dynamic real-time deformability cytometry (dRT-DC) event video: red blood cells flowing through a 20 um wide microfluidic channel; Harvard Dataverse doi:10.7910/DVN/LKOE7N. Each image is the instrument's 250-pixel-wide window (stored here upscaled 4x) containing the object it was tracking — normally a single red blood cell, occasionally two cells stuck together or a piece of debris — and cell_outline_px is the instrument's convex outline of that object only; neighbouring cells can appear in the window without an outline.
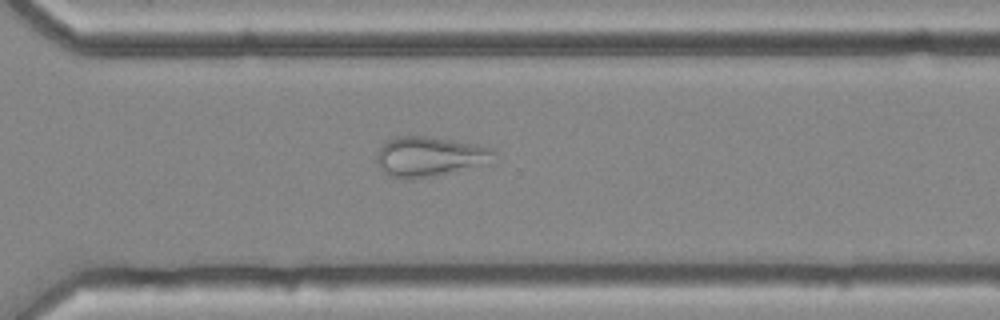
{"species": "common noctule bat (a hibernating species)", "species_latin": "Nyctalus noctula", "temperature_condition": "cold", "stored_images_in_passage": 55, "camera_frame_rate_fps": 3000, "um_per_image_px": 0.085, "animal": {"sex": "female", "body_mass_g": 25.1}, "frame": {"image": 1, "passage_image": 40, "time_ms": 13.0, "image_size_px": [1000, 320], "cell_outline_px": [[496, 164], [408, 180], [400, 180], [388, 176], [380, 168], [376, 160], [376, 156], [380, 148], [388, 140], [396, 136], [424, 136], [452, 140], [492, 148], [496, 152]], "centroid_in_image_um": [36.58, 13.34], "position_along_channel_um": 334.0, "area_um2": 27.8}}
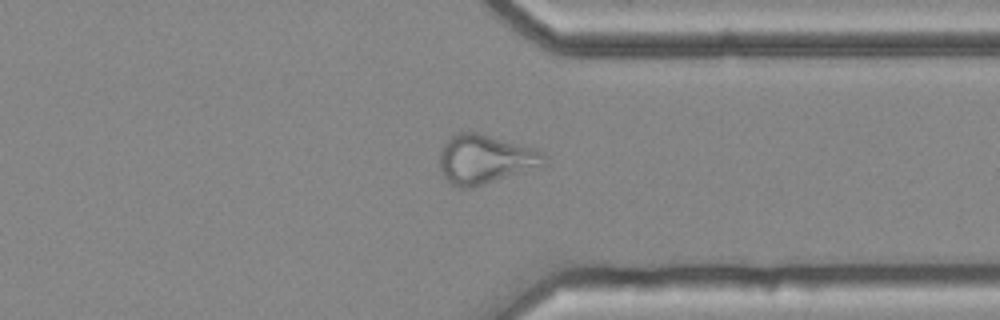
{"frame": {"image": 2, "passage_image": 43, "time_ms": 14.0, "image_size_px": [1000, 320], "cell_outline_px": [[548, 164], [472, 188], [460, 188], [448, 184], [440, 172], [440, 152], [444, 144], [452, 136], [460, 132], [476, 132], [536, 148], [544, 152], [548, 156]], "centroid_in_image_um": [41.26, 13.55], "position_along_channel_um": 370.1, "area_um2": 30.17}}
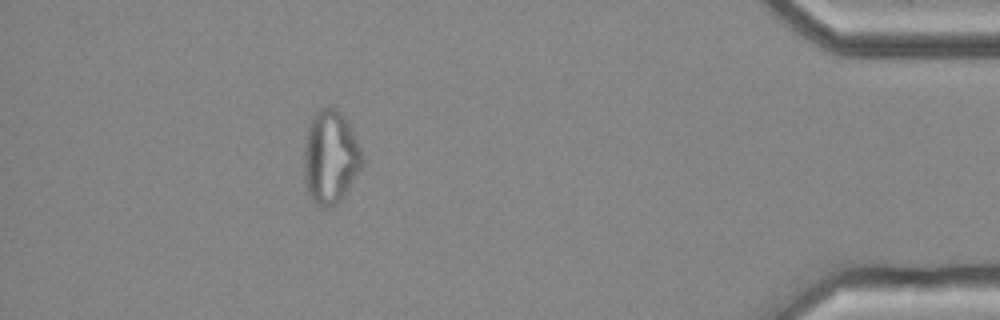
{"frame": {"image": 3, "passage_image": 50, "time_ms": 16.333, "image_size_px": [1000, 320], "cell_outline_px": [[364, 160], [360, 172], [344, 196], [332, 208], [316, 208], [308, 192], [304, 180], [304, 140], [308, 124], [312, 116], [320, 108], [336, 108], [344, 116], [360, 144]], "centroid_in_image_um": [28.08, 13.4], "position_along_channel_um": 407.1, "area_um2": 32.43}}